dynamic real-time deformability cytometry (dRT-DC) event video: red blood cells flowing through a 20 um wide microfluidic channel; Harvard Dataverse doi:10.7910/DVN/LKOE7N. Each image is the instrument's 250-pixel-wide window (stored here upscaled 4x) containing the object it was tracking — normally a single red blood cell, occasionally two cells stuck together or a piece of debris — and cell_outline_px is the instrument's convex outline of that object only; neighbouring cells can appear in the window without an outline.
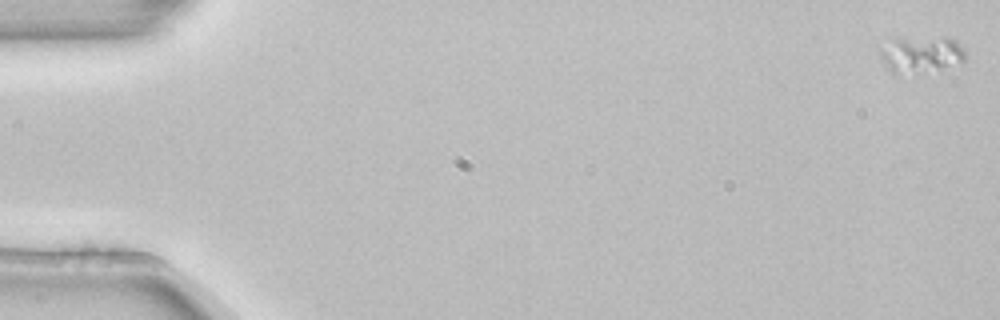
{"species": "common noctule bat (a hibernating species)", "species_latin": "Nyctalus noctula", "temperature_condition": "room temperature", "stored_images_in_passage": 5, "camera_frame_rate_fps": 3000, "um_per_image_px": 0.085, "animal": {"sex": "female", "body_mass_g": 22.7, "forearm_length_mm": 54.2}, "frame": {"image": 1, "passage_image": 1, "time_ms": 0.0, "image_size_px": [1000, 320], "cell_outline_px": [[964, 60], [940, 68], [896, 76], [888, 68], [880, 56], [876, 48], [876, 44], [892, 36], [948, 36], [956, 40], [964, 48]], "centroid_in_image_um": [78.13, 4.53], "position_along_channel_um": 6.9, "area_um2": 19.31}}
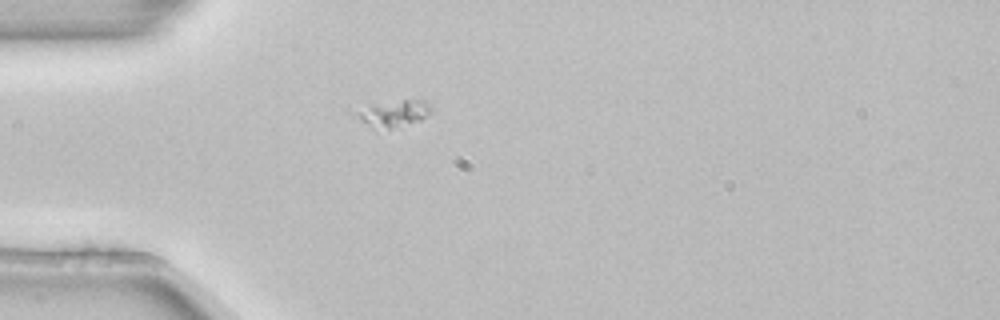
{"frame": {"image": 2, "passage_image": 5, "time_ms": 1.333, "image_size_px": [1000, 320], "cell_outline_px": [[432, 108], [420, 120], [388, 128], [360, 120], [348, 112], [348, 108], [372, 104], [404, 100], [416, 100], [428, 104]], "centroid_in_image_um": [33.27, 9.58], "position_along_channel_um": 51.7, "area_um2": 11.16}}